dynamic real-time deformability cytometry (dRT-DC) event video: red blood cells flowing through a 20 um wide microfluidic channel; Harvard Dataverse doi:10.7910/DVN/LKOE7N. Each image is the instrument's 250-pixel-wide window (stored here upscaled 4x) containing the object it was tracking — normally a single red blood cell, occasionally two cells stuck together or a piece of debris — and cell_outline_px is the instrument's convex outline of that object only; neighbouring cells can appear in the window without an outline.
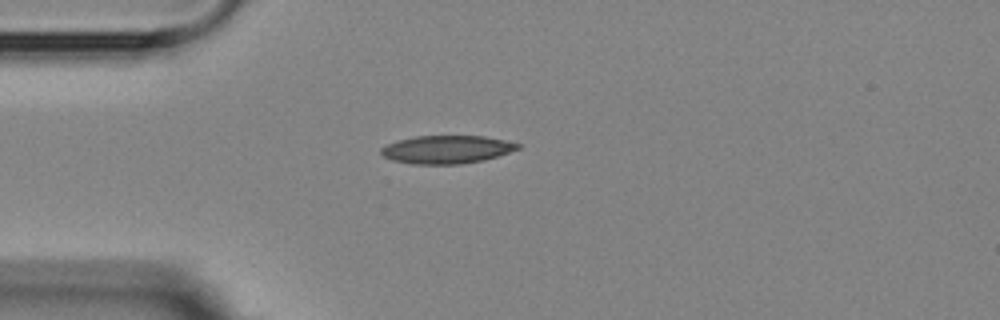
{"species": "Egyptian fruit bat (a non-hibernating species)", "species_latin": "Rousettus aegyptiacus", "temperature_condition": "room temperature", "stored_images_in_passage": 3, "camera_frame_rate_fps": 3000, "um_per_image_px": 0.085, "animal": {"sex": "female"}, "frame": {"image": 1, "passage_image": 1, "time_ms": 0.0, "image_size_px": [1000, 320], "cell_outline_px": [[520, 148], [496, 156], [480, 160], [460, 164], [412, 164], [392, 160], [384, 156], [380, 152], [380, 148], [388, 144], [400, 140], [416, 136], [484, 136], [504, 140], [520, 144]], "centroid_in_image_um": [37.94, 12.7], "position_along_channel_um": 47.1, "area_um2": 22.02}}
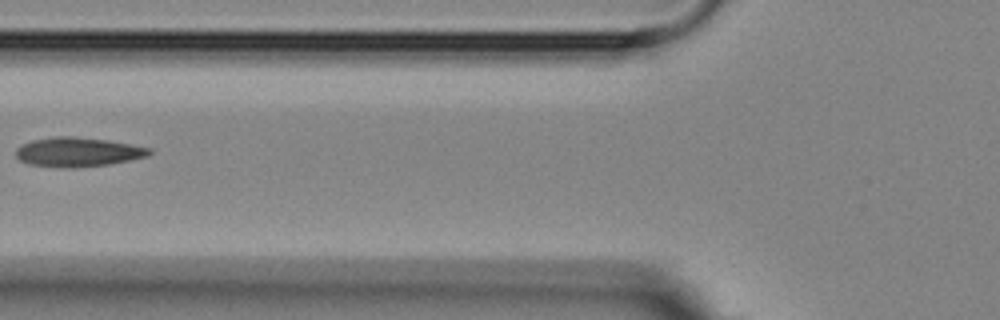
{"frame": {"image": 2, "passage_image": 3, "time_ms": 2.333, "image_size_px": [1000, 320], "cell_outline_px": [[152, 152], [148, 156], [108, 164], [76, 168], [60, 168], [28, 164], [20, 160], [16, 156], [16, 148], [32, 140], [52, 136], [72, 136], [108, 140], [152, 148]], "centroid_in_image_um": [6.61, 12.92], "position_along_channel_um": 119.2, "area_um2": 22.89}}